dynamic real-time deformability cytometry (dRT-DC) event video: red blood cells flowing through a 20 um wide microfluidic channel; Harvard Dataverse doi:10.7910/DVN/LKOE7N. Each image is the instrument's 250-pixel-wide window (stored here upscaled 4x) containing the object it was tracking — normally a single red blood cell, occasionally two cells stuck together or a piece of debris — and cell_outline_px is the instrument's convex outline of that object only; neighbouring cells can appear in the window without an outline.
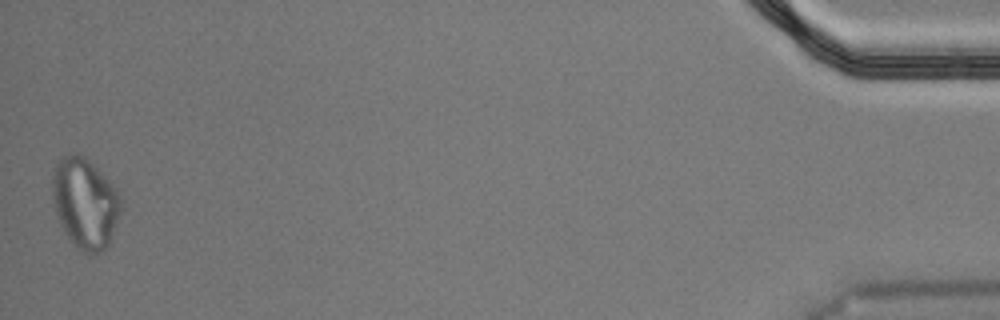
{"species": "Egyptian fruit bat (a non-hibernating species)", "species_latin": "Rousettus aegyptiacus", "temperature_condition": "cold", "stored_images_in_passage": 54, "segment_of_instrument_passage": [2, 2], "camera_frame_rate_fps": 3000, "um_per_image_px": 0.085, "animal": {"sex": "male"}, "frame": {"image": 1, "passage_image": 54, "time_ms": 17.667, "image_size_px": [1000, 320], "cell_outline_px": [[120, 212], [108, 248], [96, 256], [88, 256], [80, 252], [72, 244], [60, 224], [56, 212], [52, 192], [52, 176], [56, 164], [60, 156], [68, 152], [76, 152], [84, 156], [108, 176], [120, 192]], "centroid_in_image_um": [7.24, 17.27], "position_along_channel_um": 428.0, "area_um2": 37.17}}